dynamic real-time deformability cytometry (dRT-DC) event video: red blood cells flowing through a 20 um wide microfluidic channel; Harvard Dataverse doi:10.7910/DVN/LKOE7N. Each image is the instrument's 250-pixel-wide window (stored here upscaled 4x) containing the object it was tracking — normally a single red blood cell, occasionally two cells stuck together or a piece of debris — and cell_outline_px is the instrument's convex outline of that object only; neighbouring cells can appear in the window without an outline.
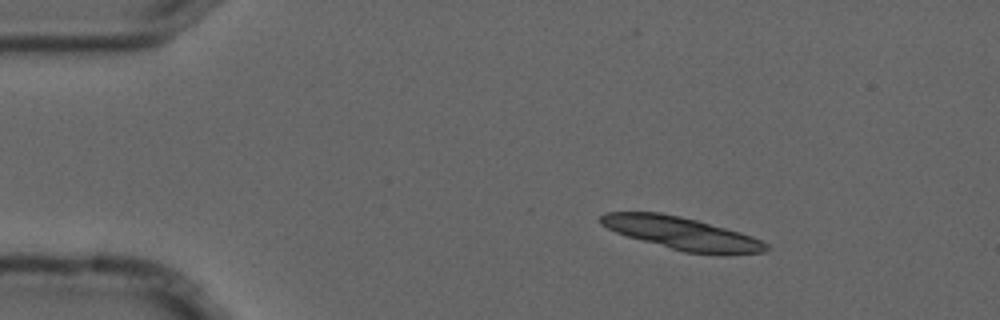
{"species": "common noctule bat (a hibernating species)", "species_latin": "Nyctalus noctula", "temperature_condition": "cold", "stored_images_in_passage": 4, "camera_frame_rate_fps": 3000, "um_per_image_px": 0.085, "animal": {"sex": "male", "forearm_length_mm": 52.5}, "frame": {"image": 1, "passage_image": 2, "time_ms": 0.333, "image_size_px": [1000, 320], "cell_outline_px": [[772, 248], [764, 252], [728, 256], [724, 256], [684, 252], [628, 236], [616, 232], [600, 224], [596, 220], [604, 212], [660, 212], [680, 216], [696, 220], [740, 232], [752, 236], [768, 244]], "centroid_in_image_um": [58.0, 19.85], "position_along_channel_um": 27.0, "area_um2": 31.73}}